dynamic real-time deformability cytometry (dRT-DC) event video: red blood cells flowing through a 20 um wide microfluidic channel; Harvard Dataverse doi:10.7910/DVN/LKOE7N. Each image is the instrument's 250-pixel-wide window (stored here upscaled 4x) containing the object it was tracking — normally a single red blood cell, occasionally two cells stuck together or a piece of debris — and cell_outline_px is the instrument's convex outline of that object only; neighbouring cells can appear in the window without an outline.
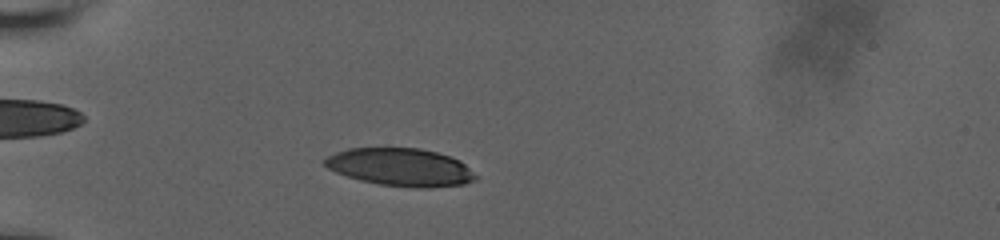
{"species": "human", "species_latin": "Homo sapiens", "temperature_condition": "room temperature", "stored_images_in_passage": 50, "camera_frame_rate_fps": 3000, "um_per_image_px": 0.085, "donor": {"sex": "male"}, "frame": {"image": 1, "passage_image": 12, "time_ms": 3.667, "image_size_px": [1000, 240], "cell_outline_px": [[476, 180], [464, 184], [424, 188], [380, 184], [360, 180], [336, 172], [328, 168], [320, 160], [336, 152], [348, 148], [420, 148], [436, 152], [460, 160], [476, 176]], "centroid_in_image_um": [34.01, 14.2], "position_along_channel_um": 51.0, "area_um2": 32.95}}
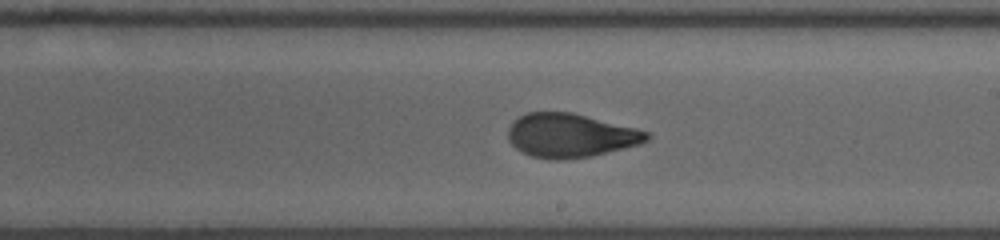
{"frame": {"image": 2, "passage_image": 29, "time_ms": 9.333, "image_size_px": [1000, 240], "cell_outline_px": [[652, 136], [648, 140], [640, 144], [592, 156], [560, 160], [556, 160], [532, 156], [516, 148], [508, 140], [508, 128], [520, 116], [528, 112], [572, 112], [636, 128], [648, 132]], "centroid_in_image_um": [48.51, 11.51], "position_along_channel_um": 240.5, "area_um2": 35.26}}
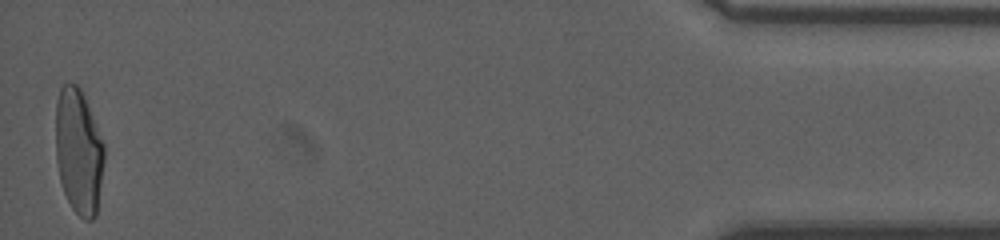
{"frame": {"image": 3, "passage_image": 50, "time_ms": 16.333, "image_size_px": [1000, 240], "cell_outline_px": [[104, 160], [96, 216], [92, 220], [84, 220], [72, 208], [64, 192], [60, 180], [56, 160], [56, 100], [60, 88], [64, 84], [76, 84], [80, 88], [84, 96], [104, 144]], "centroid_in_image_um": [6.68, 12.88], "position_along_channel_um": 428.5, "area_um2": 35.32}, "authors_computed_cell_mechanics": {"area_um2": 35.2002, "velocity_mm_per_s": 3.8313, "shape_relaxation_time_tau1_ms": 7.4832, "shape_relaxation_time_tau2_ms": 1.1866, "deformation_change_tau1": 0.2576, "deformation_change_tau2": 0.0771}}